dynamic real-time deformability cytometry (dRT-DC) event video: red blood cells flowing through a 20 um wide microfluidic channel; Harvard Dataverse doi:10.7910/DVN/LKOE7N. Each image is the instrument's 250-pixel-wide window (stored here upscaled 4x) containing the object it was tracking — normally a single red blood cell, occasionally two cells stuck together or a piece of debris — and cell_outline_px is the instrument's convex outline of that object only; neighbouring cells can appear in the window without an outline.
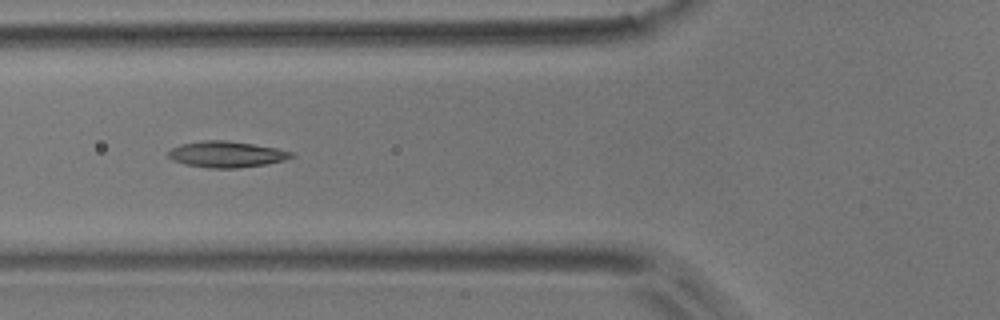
{"species": "common noctule bat (a hibernating species)", "species_latin": "Nyctalus noctula", "temperature_condition": "room temperature", "stored_images_in_passage": 8, "camera_frame_rate_fps": 3000, "um_per_image_px": 0.085, "animal": {"sex": "male", "body_mass_g": 17.9}, "frame": {"image": 1, "passage_image": 6, "time_ms": 6.0, "image_size_px": [1000, 320], "cell_outline_px": [[296, 156], [284, 160], [264, 164], [236, 168], [208, 168], [184, 164], [172, 160], [168, 156], [168, 152], [172, 148], [180, 144], [204, 140], [224, 140], [252, 144], [276, 148], [292, 152]], "centroid_in_image_um": [19.22, 13.11], "position_along_channel_um": 106.6, "area_um2": 18.61}}
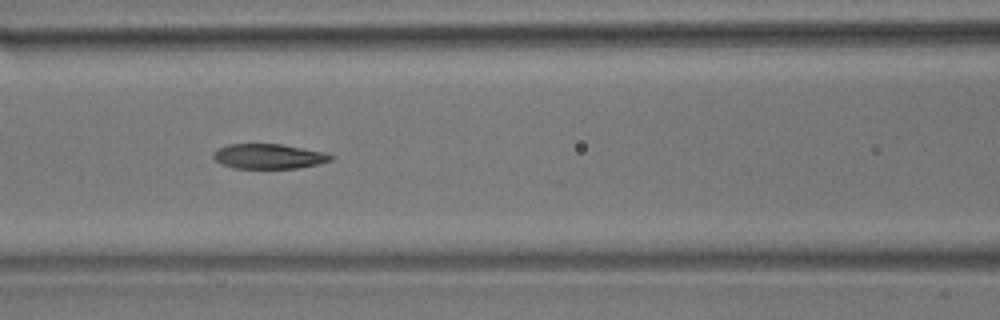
{"frame": {"image": 2, "passage_image": 7, "time_ms": 7.0, "image_size_px": [1000, 320], "cell_outline_px": [[336, 156], [332, 160], [300, 168], [236, 168], [220, 164], [212, 156], [212, 152], [216, 148], [228, 144], [280, 144], [324, 152]], "centroid_in_image_um": [22.81, 13.28], "position_along_channel_um": 143.8, "area_um2": 17.11}}
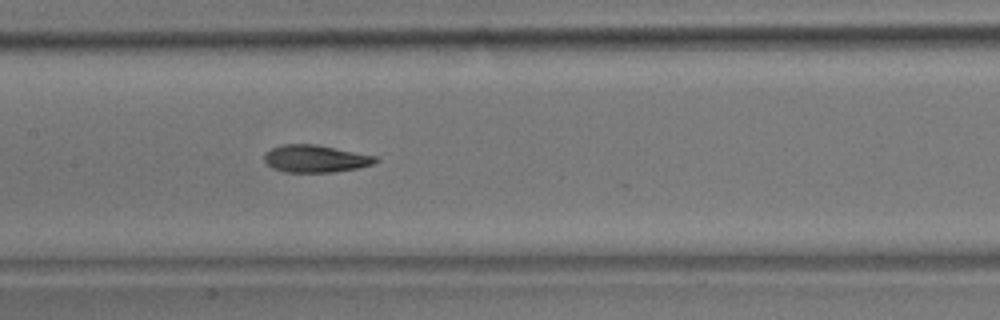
{"frame": {"image": 3, "passage_image": 8, "time_ms": 8.0, "image_size_px": [1000, 320], "cell_outline_px": [[380, 160], [372, 164], [360, 168], [332, 172], [284, 172], [272, 168], [264, 160], [264, 152], [272, 148], [284, 144], [316, 144], [376, 156]], "centroid_in_image_um": [26.81, 13.49], "position_along_channel_um": 180.6, "area_um2": 17.8}}